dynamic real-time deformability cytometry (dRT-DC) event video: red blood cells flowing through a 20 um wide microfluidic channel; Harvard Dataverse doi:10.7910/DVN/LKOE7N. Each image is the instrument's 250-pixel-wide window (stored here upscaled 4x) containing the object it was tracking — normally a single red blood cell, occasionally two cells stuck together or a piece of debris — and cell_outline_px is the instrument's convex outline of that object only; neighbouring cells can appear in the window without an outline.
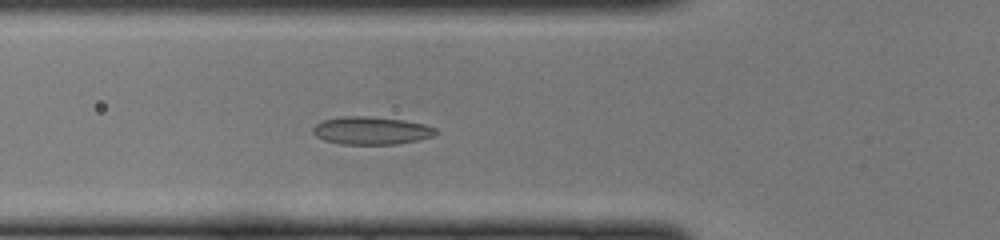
{"species": "common noctule bat (a hibernating species)", "species_latin": "Nyctalus noctula", "temperature_condition": "cold", "stored_images_in_passage": 34, "camera_frame_rate_fps": 3000, "um_per_image_px": 0.085, "animal": {"sex": "female", "body_mass_g": 22.0, "forearm_length_mm": 56.7}, "frame": {"image": 1, "passage_image": 3, "time_ms": 0.667, "image_size_px": [1000, 240], "cell_outline_px": [[440, 132], [436, 136], [420, 140], [396, 144], [340, 144], [324, 140], [316, 136], [312, 132], [312, 128], [316, 124], [324, 120], [344, 116], [368, 116], [404, 120], [424, 124], [436, 128]], "centroid_in_image_um": [31.61, 11.1], "position_along_channel_um": 94.2, "area_um2": 20.11}}
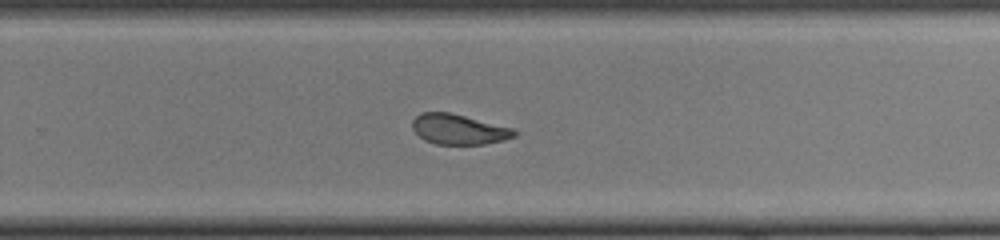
{"frame": {"image": 2, "passage_image": 17, "time_ms": 5.333, "image_size_px": [1000, 240], "cell_outline_px": [[516, 136], [504, 140], [484, 144], [436, 144], [424, 140], [412, 128], [412, 120], [420, 112], [448, 112], [512, 128], [516, 132]], "centroid_in_image_um": [38.96, 10.99], "position_along_channel_um": 290.8, "area_um2": 17.74}}
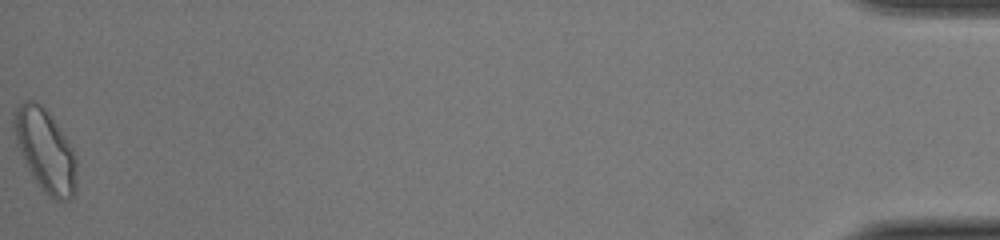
{"frame": {"image": 3, "passage_image": 34, "time_ms": 11.0, "image_size_px": [1000, 240], "cell_outline_px": [[76, 192], [68, 200], [56, 200], [48, 196], [36, 184], [16, 144], [12, 128], [12, 112], [24, 100], [32, 100], [40, 104], [48, 112], [72, 148], [76, 156]], "centroid_in_image_um": [3.82, 12.79], "position_along_channel_um": 431.4, "area_um2": 30.17}}